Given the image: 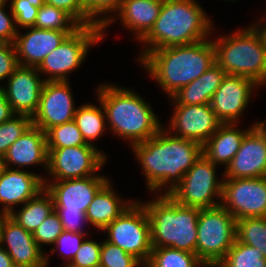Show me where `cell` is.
I'll return each mask as SVG.
<instances>
[{"mask_svg":"<svg viewBox=\"0 0 266 267\" xmlns=\"http://www.w3.org/2000/svg\"><path fill=\"white\" fill-rule=\"evenodd\" d=\"M250 26L212 40L215 61L227 75L249 78L263 86L266 85L264 35L255 24Z\"/></svg>","mask_w":266,"mask_h":267,"instance_id":"6","label":"cell"},{"mask_svg":"<svg viewBox=\"0 0 266 267\" xmlns=\"http://www.w3.org/2000/svg\"><path fill=\"white\" fill-rule=\"evenodd\" d=\"M168 130L172 135L203 145L222 125L210 103L174 105Z\"/></svg>","mask_w":266,"mask_h":267,"instance_id":"16","label":"cell"},{"mask_svg":"<svg viewBox=\"0 0 266 267\" xmlns=\"http://www.w3.org/2000/svg\"><path fill=\"white\" fill-rule=\"evenodd\" d=\"M7 3L0 4V42L14 43L18 28L11 10L5 11Z\"/></svg>","mask_w":266,"mask_h":267,"instance_id":"43","label":"cell"},{"mask_svg":"<svg viewBox=\"0 0 266 267\" xmlns=\"http://www.w3.org/2000/svg\"><path fill=\"white\" fill-rule=\"evenodd\" d=\"M144 267H206L196 254L169 247L152 248Z\"/></svg>","mask_w":266,"mask_h":267,"instance_id":"29","label":"cell"},{"mask_svg":"<svg viewBox=\"0 0 266 267\" xmlns=\"http://www.w3.org/2000/svg\"><path fill=\"white\" fill-rule=\"evenodd\" d=\"M49 181L50 178H44L45 189L52 196L54 210L61 220L63 229L88 235L82 228L84 224H88L85 213L96 193L109 181V178L98 174L77 179Z\"/></svg>","mask_w":266,"mask_h":267,"instance_id":"7","label":"cell"},{"mask_svg":"<svg viewBox=\"0 0 266 267\" xmlns=\"http://www.w3.org/2000/svg\"><path fill=\"white\" fill-rule=\"evenodd\" d=\"M99 106L88 103L76 109L74 121L77 124L82 136L87 144L94 145V140L101 137L107 129L105 112L100 100Z\"/></svg>","mask_w":266,"mask_h":267,"instance_id":"28","label":"cell"},{"mask_svg":"<svg viewBox=\"0 0 266 267\" xmlns=\"http://www.w3.org/2000/svg\"><path fill=\"white\" fill-rule=\"evenodd\" d=\"M97 98L105 112L109 130L129 141V145L142 143L153 137L164 125L137 92L115 84H100Z\"/></svg>","mask_w":266,"mask_h":267,"instance_id":"4","label":"cell"},{"mask_svg":"<svg viewBox=\"0 0 266 267\" xmlns=\"http://www.w3.org/2000/svg\"><path fill=\"white\" fill-rule=\"evenodd\" d=\"M34 27L48 30L75 32L81 26L67 12L45 3L38 10Z\"/></svg>","mask_w":266,"mask_h":267,"instance_id":"33","label":"cell"},{"mask_svg":"<svg viewBox=\"0 0 266 267\" xmlns=\"http://www.w3.org/2000/svg\"><path fill=\"white\" fill-rule=\"evenodd\" d=\"M63 231L61 220L54 210L32 234L38 246L43 250L45 244L54 245Z\"/></svg>","mask_w":266,"mask_h":267,"instance_id":"38","label":"cell"},{"mask_svg":"<svg viewBox=\"0 0 266 267\" xmlns=\"http://www.w3.org/2000/svg\"><path fill=\"white\" fill-rule=\"evenodd\" d=\"M258 87L260 86L252 79L226 75L210 102L222 124H238L252 97V91Z\"/></svg>","mask_w":266,"mask_h":267,"instance_id":"17","label":"cell"},{"mask_svg":"<svg viewBox=\"0 0 266 267\" xmlns=\"http://www.w3.org/2000/svg\"><path fill=\"white\" fill-rule=\"evenodd\" d=\"M26 34L18 30L14 46L19 65L38 67L50 52L74 32L28 27Z\"/></svg>","mask_w":266,"mask_h":267,"instance_id":"19","label":"cell"},{"mask_svg":"<svg viewBox=\"0 0 266 267\" xmlns=\"http://www.w3.org/2000/svg\"><path fill=\"white\" fill-rule=\"evenodd\" d=\"M85 236L86 235L82 233H73L64 230L53 245L55 248L51 249V253H55V250L57 249V252L60 251L61 258H65L64 260H66V264H69L80 248L84 238H86Z\"/></svg>","mask_w":266,"mask_h":267,"instance_id":"40","label":"cell"},{"mask_svg":"<svg viewBox=\"0 0 266 267\" xmlns=\"http://www.w3.org/2000/svg\"><path fill=\"white\" fill-rule=\"evenodd\" d=\"M69 81H45L32 124L45 133L52 127L74 120L77 106Z\"/></svg>","mask_w":266,"mask_h":267,"instance_id":"14","label":"cell"},{"mask_svg":"<svg viewBox=\"0 0 266 267\" xmlns=\"http://www.w3.org/2000/svg\"><path fill=\"white\" fill-rule=\"evenodd\" d=\"M15 113L6 99L3 85L0 84V124L8 121Z\"/></svg>","mask_w":266,"mask_h":267,"instance_id":"44","label":"cell"},{"mask_svg":"<svg viewBox=\"0 0 266 267\" xmlns=\"http://www.w3.org/2000/svg\"><path fill=\"white\" fill-rule=\"evenodd\" d=\"M264 42H265V46H266V36H264Z\"/></svg>","mask_w":266,"mask_h":267,"instance_id":"52","label":"cell"},{"mask_svg":"<svg viewBox=\"0 0 266 267\" xmlns=\"http://www.w3.org/2000/svg\"><path fill=\"white\" fill-rule=\"evenodd\" d=\"M48 149V177L51 180H68L97 175L107 162V155L95 145L87 144Z\"/></svg>","mask_w":266,"mask_h":267,"instance_id":"12","label":"cell"},{"mask_svg":"<svg viewBox=\"0 0 266 267\" xmlns=\"http://www.w3.org/2000/svg\"><path fill=\"white\" fill-rule=\"evenodd\" d=\"M83 1H84V9L86 10V26L98 25L102 27V39H104L106 35L105 30H107V28L110 27V24L116 20V18L112 14L113 13L115 14L119 10L124 0H83ZM109 13H111L112 16L108 15Z\"/></svg>","mask_w":266,"mask_h":267,"instance_id":"32","label":"cell"},{"mask_svg":"<svg viewBox=\"0 0 266 267\" xmlns=\"http://www.w3.org/2000/svg\"><path fill=\"white\" fill-rule=\"evenodd\" d=\"M111 183V180H109L96 193L85 213L88 223L99 231H102L113 220L118 218L133 203L132 200L122 201L123 198H120L119 194L115 193L116 191Z\"/></svg>","mask_w":266,"mask_h":267,"instance_id":"26","label":"cell"},{"mask_svg":"<svg viewBox=\"0 0 266 267\" xmlns=\"http://www.w3.org/2000/svg\"><path fill=\"white\" fill-rule=\"evenodd\" d=\"M47 148L87 145L74 120L54 126L46 132Z\"/></svg>","mask_w":266,"mask_h":267,"instance_id":"34","label":"cell"},{"mask_svg":"<svg viewBox=\"0 0 266 267\" xmlns=\"http://www.w3.org/2000/svg\"><path fill=\"white\" fill-rule=\"evenodd\" d=\"M18 66L14 43L0 42V82L8 79Z\"/></svg>","mask_w":266,"mask_h":267,"instance_id":"41","label":"cell"},{"mask_svg":"<svg viewBox=\"0 0 266 267\" xmlns=\"http://www.w3.org/2000/svg\"><path fill=\"white\" fill-rule=\"evenodd\" d=\"M0 267H15L13 260L1 245H0Z\"/></svg>","mask_w":266,"mask_h":267,"instance_id":"45","label":"cell"},{"mask_svg":"<svg viewBox=\"0 0 266 267\" xmlns=\"http://www.w3.org/2000/svg\"><path fill=\"white\" fill-rule=\"evenodd\" d=\"M216 168L202 154L169 195L183 206L205 209L221 205L223 176L217 178Z\"/></svg>","mask_w":266,"mask_h":267,"instance_id":"11","label":"cell"},{"mask_svg":"<svg viewBox=\"0 0 266 267\" xmlns=\"http://www.w3.org/2000/svg\"><path fill=\"white\" fill-rule=\"evenodd\" d=\"M163 0H124L116 12L121 24L141 41L158 18Z\"/></svg>","mask_w":266,"mask_h":267,"instance_id":"24","label":"cell"},{"mask_svg":"<svg viewBox=\"0 0 266 267\" xmlns=\"http://www.w3.org/2000/svg\"><path fill=\"white\" fill-rule=\"evenodd\" d=\"M62 267V266H61ZM63 267H73V266H71V265H69V264H65V265H63Z\"/></svg>","mask_w":266,"mask_h":267,"instance_id":"51","label":"cell"},{"mask_svg":"<svg viewBox=\"0 0 266 267\" xmlns=\"http://www.w3.org/2000/svg\"><path fill=\"white\" fill-rule=\"evenodd\" d=\"M236 240L258 248L266 258V217L238 219Z\"/></svg>","mask_w":266,"mask_h":267,"instance_id":"31","label":"cell"},{"mask_svg":"<svg viewBox=\"0 0 266 267\" xmlns=\"http://www.w3.org/2000/svg\"><path fill=\"white\" fill-rule=\"evenodd\" d=\"M100 254L101 242L84 239L69 265L73 267H99Z\"/></svg>","mask_w":266,"mask_h":267,"instance_id":"39","label":"cell"},{"mask_svg":"<svg viewBox=\"0 0 266 267\" xmlns=\"http://www.w3.org/2000/svg\"><path fill=\"white\" fill-rule=\"evenodd\" d=\"M266 177V123L255 125L223 172V179Z\"/></svg>","mask_w":266,"mask_h":267,"instance_id":"15","label":"cell"},{"mask_svg":"<svg viewBox=\"0 0 266 267\" xmlns=\"http://www.w3.org/2000/svg\"><path fill=\"white\" fill-rule=\"evenodd\" d=\"M156 197L147 203L141 201L150 223L152 248L169 247L196 254L200 209L183 206L169 194Z\"/></svg>","mask_w":266,"mask_h":267,"instance_id":"5","label":"cell"},{"mask_svg":"<svg viewBox=\"0 0 266 267\" xmlns=\"http://www.w3.org/2000/svg\"><path fill=\"white\" fill-rule=\"evenodd\" d=\"M44 4L45 0H11L9 8L14 16L16 28L34 27L38 10Z\"/></svg>","mask_w":266,"mask_h":267,"instance_id":"37","label":"cell"},{"mask_svg":"<svg viewBox=\"0 0 266 267\" xmlns=\"http://www.w3.org/2000/svg\"><path fill=\"white\" fill-rule=\"evenodd\" d=\"M36 67L19 65L3 84L7 101L15 114L30 117L37 112L44 78H40Z\"/></svg>","mask_w":266,"mask_h":267,"instance_id":"18","label":"cell"},{"mask_svg":"<svg viewBox=\"0 0 266 267\" xmlns=\"http://www.w3.org/2000/svg\"><path fill=\"white\" fill-rule=\"evenodd\" d=\"M143 265V266H142ZM144 267V264L132 254L105 239L101 241L99 267Z\"/></svg>","mask_w":266,"mask_h":267,"instance_id":"36","label":"cell"},{"mask_svg":"<svg viewBox=\"0 0 266 267\" xmlns=\"http://www.w3.org/2000/svg\"><path fill=\"white\" fill-rule=\"evenodd\" d=\"M32 125V117L15 114L0 124V156L4 157L9 147Z\"/></svg>","mask_w":266,"mask_h":267,"instance_id":"35","label":"cell"},{"mask_svg":"<svg viewBox=\"0 0 266 267\" xmlns=\"http://www.w3.org/2000/svg\"><path fill=\"white\" fill-rule=\"evenodd\" d=\"M139 63L147 69L149 78L171 97L216 63L215 47L211 38L188 45L169 46L149 51Z\"/></svg>","mask_w":266,"mask_h":267,"instance_id":"2","label":"cell"},{"mask_svg":"<svg viewBox=\"0 0 266 267\" xmlns=\"http://www.w3.org/2000/svg\"><path fill=\"white\" fill-rule=\"evenodd\" d=\"M45 176L22 169L5 168L0 176L1 211L11 213L45 188ZM15 206V207H14Z\"/></svg>","mask_w":266,"mask_h":267,"instance_id":"20","label":"cell"},{"mask_svg":"<svg viewBox=\"0 0 266 267\" xmlns=\"http://www.w3.org/2000/svg\"><path fill=\"white\" fill-rule=\"evenodd\" d=\"M259 123H253L244 130H240L237 123L222 124L202 145L203 155L216 166L222 164L225 169L240 149L244 136Z\"/></svg>","mask_w":266,"mask_h":267,"instance_id":"23","label":"cell"},{"mask_svg":"<svg viewBox=\"0 0 266 267\" xmlns=\"http://www.w3.org/2000/svg\"><path fill=\"white\" fill-rule=\"evenodd\" d=\"M212 267H266V258L258 248L236 240L223 260Z\"/></svg>","mask_w":266,"mask_h":267,"instance_id":"30","label":"cell"},{"mask_svg":"<svg viewBox=\"0 0 266 267\" xmlns=\"http://www.w3.org/2000/svg\"><path fill=\"white\" fill-rule=\"evenodd\" d=\"M49 258H50V256L49 255L48 256L46 255V266L45 267H48V264L50 263L49 262Z\"/></svg>","mask_w":266,"mask_h":267,"instance_id":"49","label":"cell"},{"mask_svg":"<svg viewBox=\"0 0 266 267\" xmlns=\"http://www.w3.org/2000/svg\"><path fill=\"white\" fill-rule=\"evenodd\" d=\"M213 25L196 0H163L152 29L139 42L146 45L137 61L149 51L208 39L214 31Z\"/></svg>","mask_w":266,"mask_h":267,"instance_id":"3","label":"cell"},{"mask_svg":"<svg viewBox=\"0 0 266 267\" xmlns=\"http://www.w3.org/2000/svg\"><path fill=\"white\" fill-rule=\"evenodd\" d=\"M5 168L6 166H5L4 157L0 156V176L4 172Z\"/></svg>","mask_w":266,"mask_h":267,"instance_id":"48","label":"cell"},{"mask_svg":"<svg viewBox=\"0 0 266 267\" xmlns=\"http://www.w3.org/2000/svg\"><path fill=\"white\" fill-rule=\"evenodd\" d=\"M1 246L9 254L15 267L46 266V253L38 246L33 234L10 217L3 227Z\"/></svg>","mask_w":266,"mask_h":267,"instance_id":"21","label":"cell"},{"mask_svg":"<svg viewBox=\"0 0 266 267\" xmlns=\"http://www.w3.org/2000/svg\"><path fill=\"white\" fill-rule=\"evenodd\" d=\"M45 3L67 12L80 26H86L83 0H45Z\"/></svg>","mask_w":266,"mask_h":267,"instance_id":"42","label":"cell"},{"mask_svg":"<svg viewBox=\"0 0 266 267\" xmlns=\"http://www.w3.org/2000/svg\"><path fill=\"white\" fill-rule=\"evenodd\" d=\"M8 1L10 2V0H0V4L7 3Z\"/></svg>","mask_w":266,"mask_h":267,"instance_id":"50","label":"cell"},{"mask_svg":"<svg viewBox=\"0 0 266 267\" xmlns=\"http://www.w3.org/2000/svg\"><path fill=\"white\" fill-rule=\"evenodd\" d=\"M163 126L153 137L132 145L133 154L142 166L147 190H165L169 194L182 180L185 173L195 164L202 153V145L172 135Z\"/></svg>","mask_w":266,"mask_h":267,"instance_id":"1","label":"cell"},{"mask_svg":"<svg viewBox=\"0 0 266 267\" xmlns=\"http://www.w3.org/2000/svg\"><path fill=\"white\" fill-rule=\"evenodd\" d=\"M221 206L236 220L266 217V177L223 179Z\"/></svg>","mask_w":266,"mask_h":267,"instance_id":"13","label":"cell"},{"mask_svg":"<svg viewBox=\"0 0 266 267\" xmlns=\"http://www.w3.org/2000/svg\"><path fill=\"white\" fill-rule=\"evenodd\" d=\"M102 231L107 233L106 241L132 254L144 265L148 262L152 251L150 223L145 206L140 201L133 200V203Z\"/></svg>","mask_w":266,"mask_h":267,"instance_id":"10","label":"cell"},{"mask_svg":"<svg viewBox=\"0 0 266 267\" xmlns=\"http://www.w3.org/2000/svg\"><path fill=\"white\" fill-rule=\"evenodd\" d=\"M5 166L11 169V164L19 169L26 166H44L48 168V149L46 133L33 124L13 143L4 156Z\"/></svg>","mask_w":266,"mask_h":267,"instance_id":"22","label":"cell"},{"mask_svg":"<svg viewBox=\"0 0 266 267\" xmlns=\"http://www.w3.org/2000/svg\"><path fill=\"white\" fill-rule=\"evenodd\" d=\"M263 18V19H262ZM261 18V20H259V21H264L266 18H265V16L264 17H262ZM261 22L262 23V25L261 24H258L257 25V23H254L255 24V26L261 31V33L264 35V36H266V22Z\"/></svg>","mask_w":266,"mask_h":267,"instance_id":"47","label":"cell"},{"mask_svg":"<svg viewBox=\"0 0 266 267\" xmlns=\"http://www.w3.org/2000/svg\"><path fill=\"white\" fill-rule=\"evenodd\" d=\"M237 220L221 205L200 209L196 255L206 266L220 263L236 241Z\"/></svg>","mask_w":266,"mask_h":267,"instance_id":"8","label":"cell"},{"mask_svg":"<svg viewBox=\"0 0 266 267\" xmlns=\"http://www.w3.org/2000/svg\"><path fill=\"white\" fill-rule=\"evenodd\" d=\"M100 40H102V27L81 26L45 56L37 70L47 76L44 81H68V74L83 64L89 48L97 45Z\"/></svg>","mask_w":266,"mask_h":267,"instance_id":"9","label":"cell"},{"mask_svg":"<svg viewBox=\"0 0 266 267\" xmlns=\"http://www.w3.org/2000/svg\"><path fill=\"white\" fill-rule=\"evenodd\" d=\"M227 73L217 64H213L199 78L180 88L170 98L175 105H204L210 103Z\"/></svg>","mask_w":266,"mask_h":267,"instance_id":"25","label":"cell"},{"mask_svg":"<svg viewBox=\"0 0 266 267\" xmlns=\"http://www.w3.org/2000/svg\"><path fill=\"white\" fill-rule=\"evenodd\" d=\"M10 217L9 213L0 211V245L2 242L3 227L6 220Z\"/></svg>","mask_w":266,"mask_h":267,"instance_id":"46","label":"cell"},{"mask_svg":"<svg viewBox=\"0 0 266 267\" xmlns=\"http://www.w3.org/2000/svg\"><path fill=\"white\" fill-rule=\"evenodd\" d=\"M53 211L54 202L52 196L44 188L35 197L23 204L21 210H13L9 215L25 230L33 233Z\"/></svg>","mask_w":266,"mask_h":267,"instance_id":"27","label":"cell"}]
</instances>
